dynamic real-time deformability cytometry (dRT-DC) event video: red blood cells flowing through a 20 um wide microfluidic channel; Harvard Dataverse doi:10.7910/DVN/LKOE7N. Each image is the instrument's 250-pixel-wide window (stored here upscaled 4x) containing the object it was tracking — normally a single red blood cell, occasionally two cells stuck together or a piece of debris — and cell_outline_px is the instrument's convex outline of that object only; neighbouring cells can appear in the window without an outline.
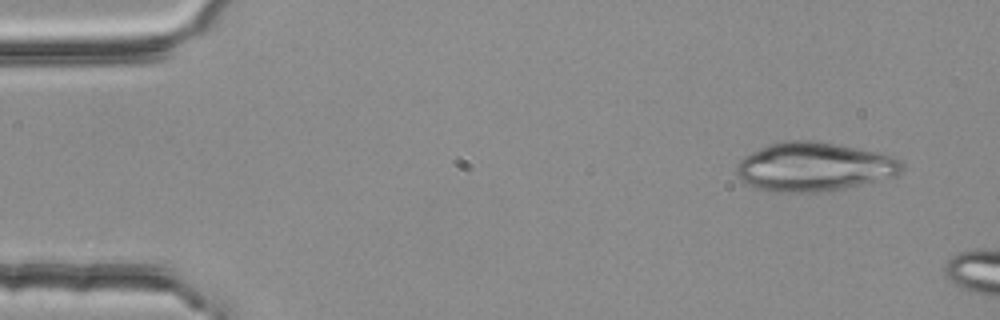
{"species": "common noctule bat (a hibernating species)", "species_latin": "Nyctalus noctula", "temperature_condition": "room temperature", "stored_images_in_passage": 3, "camera_frame_rate_fps": 3000, "um_per_image_px": 0.085, "animal": {"sex": "female", "body_mass_g": 25.1}, "frame": {"image": 1, "passage_image": 1, "time_ms": 0.0, "image_size_px": [1000, 320], "cell_outline_px": [[904, 168], [896, 176], [844, 188], [820, 192], [776, 192], [756, 188], [748, 184], [736, 176], [736, 168], [740, 160], [752, 152], [768, 144], [784, 140], [812, 140], [836, 144], [880, 152], [892, 156], [900, 160], [904, 164]], "centroid_in_image_um": [69.2, 14.17], "position_along_channel_um": 15.8, "area_um2": 47.16}}